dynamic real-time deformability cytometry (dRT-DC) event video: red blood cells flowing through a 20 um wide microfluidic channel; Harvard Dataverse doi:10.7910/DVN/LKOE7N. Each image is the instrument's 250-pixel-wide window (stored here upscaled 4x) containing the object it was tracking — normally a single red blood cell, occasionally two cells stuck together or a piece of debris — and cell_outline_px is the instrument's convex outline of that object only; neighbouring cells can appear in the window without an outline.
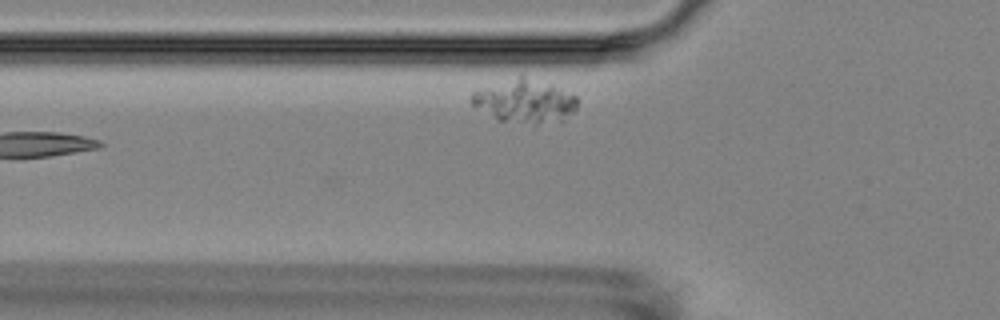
{"species": "Egyptian fruit bat (a non-hibernating species)", "species_latin": "Rousettus aegyptiacus", "temperature_condition": "room temperature", "stored_images_in_passage": 5, "camera_frame_rate_fps": 3000, "um_per_image_px": 0.085, "animal": {"sex": "female"}, "frame": {"image": 1, "passage_image": 2, "time_ms": 1.333, "image_size_px": [1000, 320], "cell_outline_px": [[576, 108], [564, 120], [532, 128], [496, 120], [472, 104], [472, 92], [520, 72], [524, 72], [552, 84], [576, 96]], "centroid_in_image_um": [44.61, 8.6], "position_along_channel_um": 81.2, "area_um2": 28.32}}
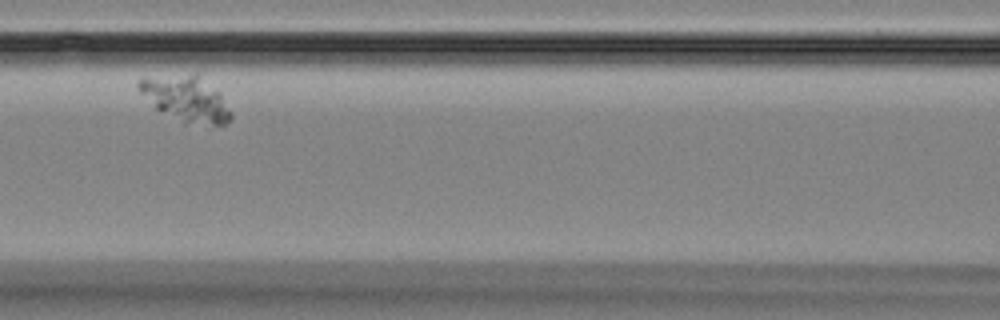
{"frame": {"image": 2, "passage_image": 4, "time_ms": 3.667, "image_size_px": [1000, 320], "cell_outline_px": [[232, 116], [228, 124], [184, 124], [156, 108], [140, 92], [136, 84], [140, 80], [196, 72], [200, 72], [220, 92], [232, 112]], "centroid_in_image_um": [15.9, 8.39], "position_along_channel_um": 150.7, "area_um2": 24.57}}
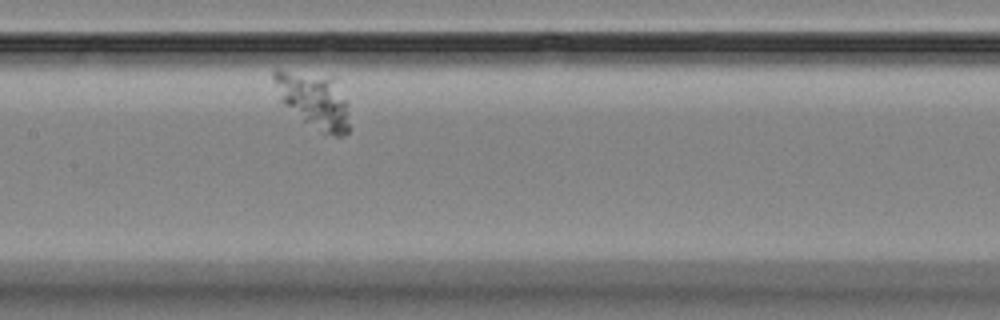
{"frame": {"image": 3, "passage_image": 5, "time_ms": 4.667, "image_size_px": [1000, 320], "cell_outline_px": [[348, 132], [344, 136], [336, 136], [320, 132], [304, 120], [284, 104], [280, 100], [272, 80], [272, 72], [276, 68], [336, 76], [348, 104]], "centroid_in_image_um": [26.69, 8.45], "position_along_channel_um": 180.7, "area_um2": 25.09}}